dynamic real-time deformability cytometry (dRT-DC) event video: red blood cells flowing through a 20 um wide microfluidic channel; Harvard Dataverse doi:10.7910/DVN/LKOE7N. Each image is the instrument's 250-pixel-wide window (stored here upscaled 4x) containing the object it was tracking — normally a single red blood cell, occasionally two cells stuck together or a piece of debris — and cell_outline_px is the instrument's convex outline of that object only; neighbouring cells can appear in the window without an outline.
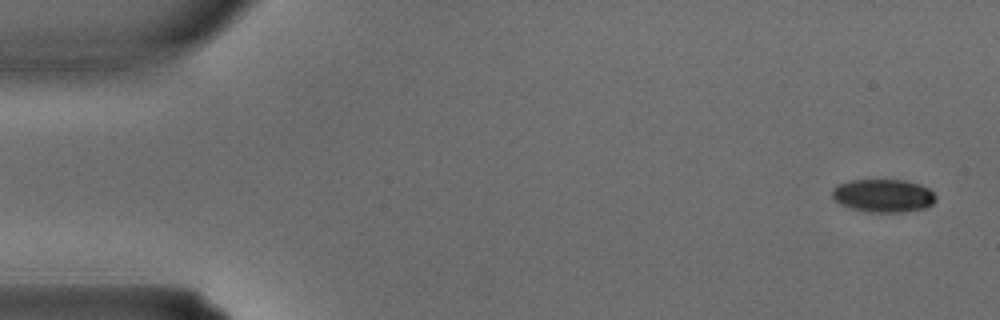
{"species": "common noctule bat (a hibernating species)", "species_latin": "Nyctalus noctula", "temperature_condition": "warm", "stored_images_in_passage": 4, "segment_of_instrument_passage": [1, 2], "camera_frame_rate_fps": 3000, "um_per_image_px": 0.085, "animal": {"sex": "male", "body_mass_g": 15.6}, "frame": {"image": 1, "passage_image": 1, "time_ms": 0.0, "image_size_px": [1000, 320], "cell_outline_px": [[936, 200], [928, 208], [904, 212], [868, 212], [852, 208], [840, 204], [832, 196], [832, 188], [840, 184], [852, 180], [904, 180], [920, 184], [928, 188], [936, 196]], "centroid_in_image_um": [75.11, 16.64], "position_along_channel_um": 9.9, "area_um2": 20.0}}
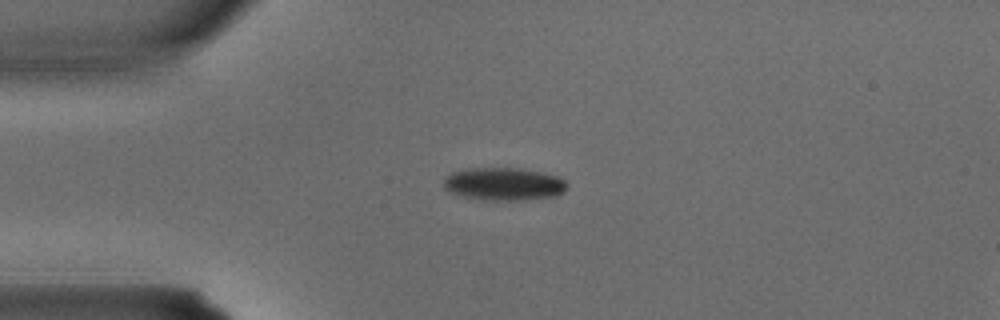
{"frame": {"image": 2, "passage_image": 3, "time_ms": 0.667, "image_size_px": [1000, 320], "cell_outline_px": [[568, 188], [564, 192], [556, 196], [524, 200], [484, 200], [464, 196], [452, 192], [444, 188], [444, 180], [452, 172], [472, 168], [516, 168], [540, 172], [560, 176], [568, 184]], "centroid_in_image_um": [42.89, 15.64], "position_along_channel_um": 42.1, "area_um2": 23.52}}